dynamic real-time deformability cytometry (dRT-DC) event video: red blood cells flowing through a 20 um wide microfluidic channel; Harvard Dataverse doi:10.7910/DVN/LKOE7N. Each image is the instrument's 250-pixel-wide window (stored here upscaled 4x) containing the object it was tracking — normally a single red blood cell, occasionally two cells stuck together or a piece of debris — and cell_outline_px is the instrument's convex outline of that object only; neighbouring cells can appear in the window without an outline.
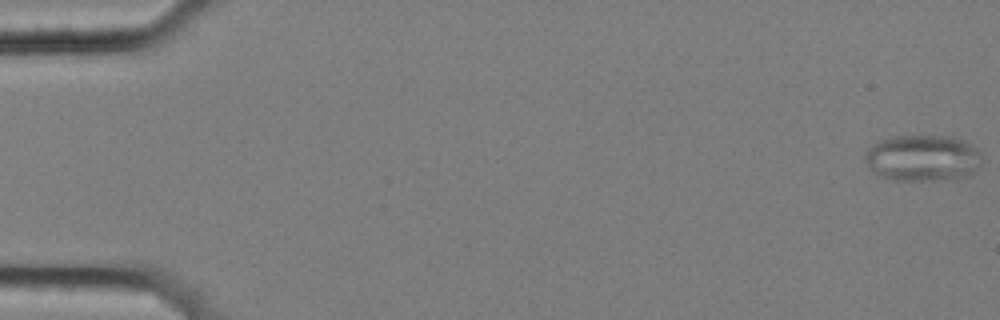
{"species": "common noctule bat (a hibernating species)", "species_latin": "Nyctalus noctula", "temperature_condition": "cold", "stored_images_in_passage": 58, "camera_frame_rate_fps": 3000, "um_per_image_px": 0.085, "animal": {"sex": "female", "body_mass_g": 25.1}, "frame": {"image": 1, "passage_image": 1, "time_ms": 0.0, "image_size_px": [1000, 320], "cell_outline_px": [[980, 164], [972, 176], [936, 180], [892, 180], [876, 172], [864, 160], [864, 156], [868, 148], [880, 140], [892, 136], [952, 136], [964, 140], [972, 144], [980, 152]], "centroid_in_image_um": [78.47, 13.42], "position_along_channel_um": 6.5, "area_um2": 31.56}}
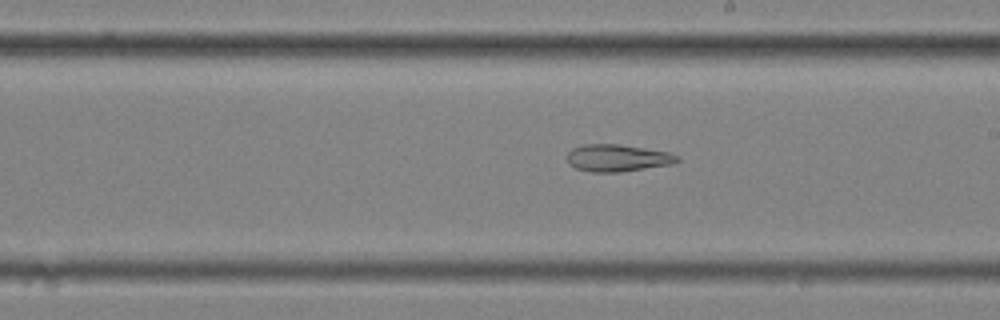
{"frame": {"image": 2, "passage_image": 34, "time_ms": 11.0, "image_size_px": [1000, 320], "cell_outline_px": [[680, 160], [672, 164], [620, 172], [592, 172], [576, 168], [568, 164], [568, 152], [572, 148], [584, 144], [620, 144], [668, 152], [680, 156]], "centroid_in_image_um": [52.49, 13.42], "position_along_channel_um": 236.5, "area_um2": 17.4}}
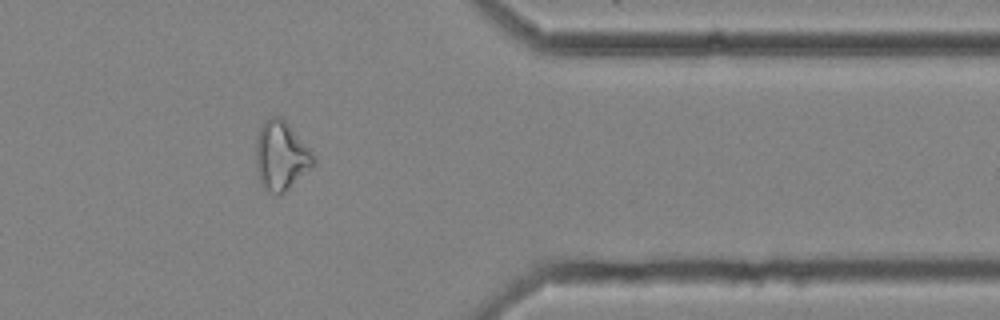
{"frame": {"image": 3, "passage_image": 48, "time_ms": 15.667, "image_size_px": [1000, 320], "cell_outline_px": [[316, 164], [280, 196], [276, 196], [268, 192], [260, 184], [256, 168], [256, 140], [260, 128], [264, 120], [272, 116], [280, 116], [288, 124], [312, 152], [316, 160]], "centroid_in_image_um": [23.88, 13.28], "position_along_channel_um": 387.5, "area_um2": 23.29}}